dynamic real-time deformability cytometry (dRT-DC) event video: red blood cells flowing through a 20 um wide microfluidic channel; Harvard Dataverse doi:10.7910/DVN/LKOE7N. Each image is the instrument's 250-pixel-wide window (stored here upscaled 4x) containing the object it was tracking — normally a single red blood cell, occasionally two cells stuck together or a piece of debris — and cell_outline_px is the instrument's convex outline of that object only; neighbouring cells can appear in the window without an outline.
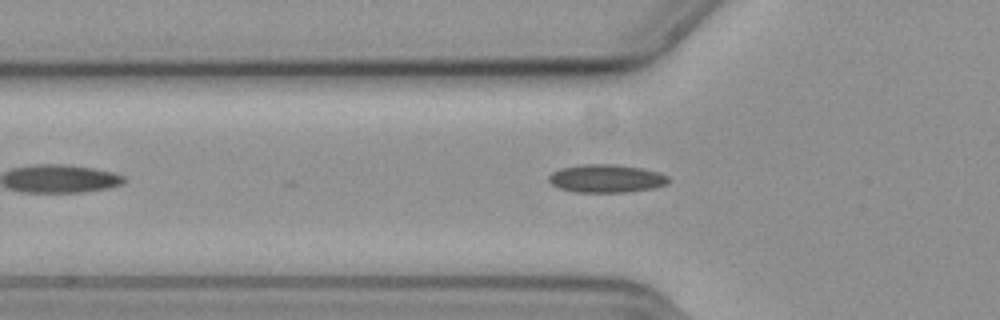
{"species": "common noctule bat (a hibernating species)", "species_latin": "Nyctalus noctula", "temperature_condition": "cold", "stored_images_in_passage": 40, "camera_frame_rate_fps": 3000, "um_per_image_px": 0.085, "animal": {"sex": "female", "body_mass_g": 19.3, "forearm_length_mm": 54.1}, "frame": {"image": 1, "passage_image": 9, "time_ms": 2.667, "image_size_px": [1000, 320], "cell_outline_px": [[668, 184], [656, 188], [628, 192], [576, 192], [560, 188], [552, 184], [548, 180], [548, 176], [552, 172], [560, 168], [580, 164], [616, 164], [640, 168], [660, 172], [668, 176]], "centroid_in_image_um": [51.55, 15.17], "position_along_channel_um": 74.3, "area_um2": 19.77}}
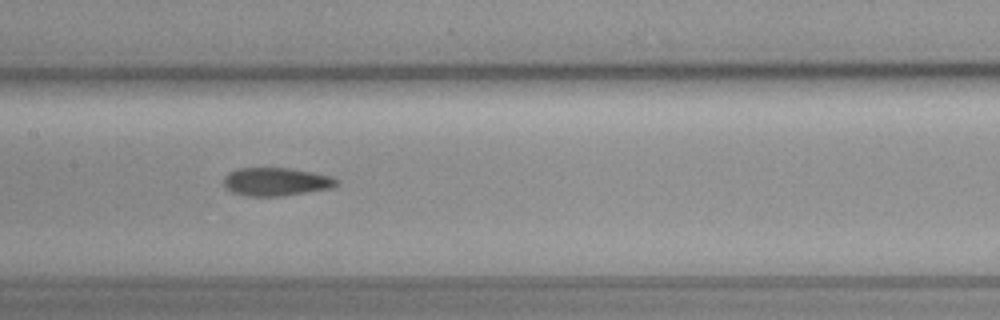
{"frame": {"image": 2, "passage_image": 18, "time_ms": 5.667, "image_size_px": [1000, 320], "cell_outline_px": [[336, 184], [332, 188], [280, 196], [248, 196], [232, 192], [224, 184], [224, 176], [228, 172], [240, 168], [288, 168], [312, 172], [332, 176], [336, 180]], "centroid_in_image_um": [23.44, 15.44], "position_along_channel_um": 184.0, "area_um2": 18.32}}
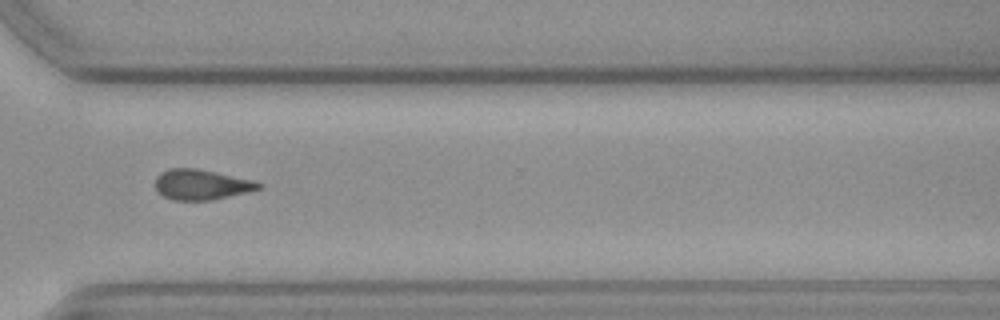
{"frame": {"image": 3, "passage_image": 32, "time_ms": 10.333, "image_size_px": [1000, 320], "cell_outline_px": [[264, 184], [260, 188], [212, 200], [172, 200], [164, 196], [156, 188], [156, 176], [160, 172], [168, 168], [196, 168], [216, 172], [252, 180]], "centroid_in_image_um": [17.08, 15.68], "position_along_channel_um": 353.5, "area_um2": 18.03}, "authors_computed_cell_mechanics": {"area_um2": 18.5538, "velocity_mm_per_s": 3.6349, "shape_relaxation_time_tau1_ms": null, "shape_relaxation_time_tau2_ms": 9.3655, "deformation_change_tau1": null, "deformation_change_tau2": 0.1623}}